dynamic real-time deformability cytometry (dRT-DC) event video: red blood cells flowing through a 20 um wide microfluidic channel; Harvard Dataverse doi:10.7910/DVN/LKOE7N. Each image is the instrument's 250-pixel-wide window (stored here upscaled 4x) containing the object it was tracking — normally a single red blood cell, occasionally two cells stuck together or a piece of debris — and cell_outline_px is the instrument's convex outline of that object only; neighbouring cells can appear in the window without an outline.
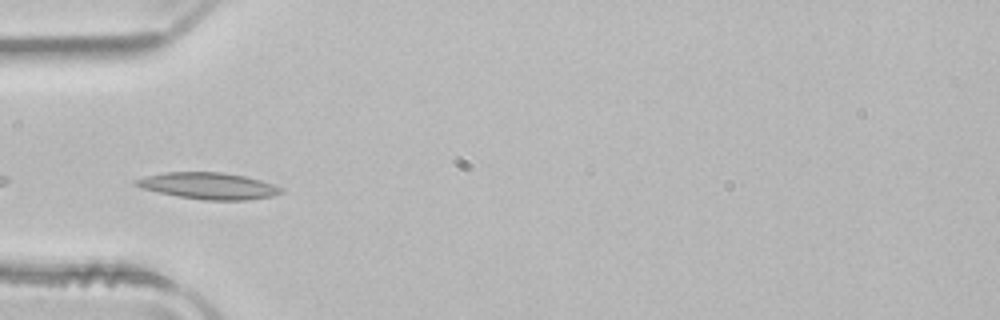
{"species": "common noctule bat (a hibernating species)", "species_latin": "Nyctalus noctula", "temperature_condition": "room temperature", "stored_images_in_passage": 39, "camera_frame_rate_fps": 3000, "um_per_image_px": 0.085, "animal": {"sex": "male", "body_mass_g": 21.5, "forearm_length_mm": 52.0}, "frame": {"image": 1, "passage_image": 4, "time_ms": 1.0, "image_size_px": [1000, 320], "cell_outline_px": [[284, 192], [272, 196], [248, 200], [204, 200], [180, 196], [140, 188], [132, 184], [132, 180], [164, 172], [220, 172], [244, 176], [260, 180], [284, 188]], "centroid_in_image_um": [17.72, 15.8], "position_along_channel_um": 67.3, "area_um2": 22.37}}
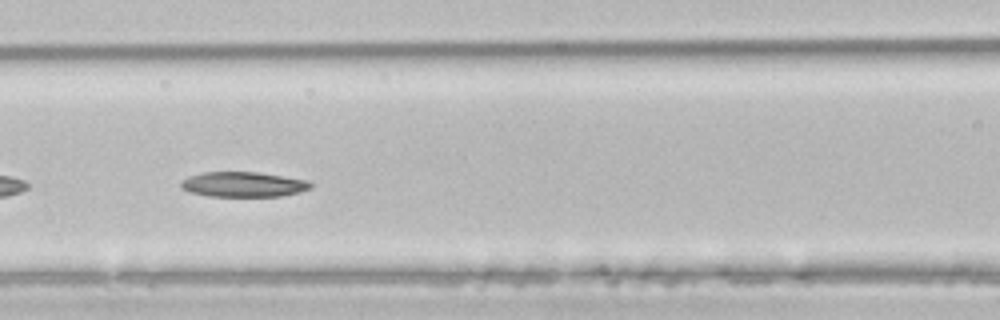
{"frame": {"image": 2, "passage_image": 10, "time_ms": 3.0, "image_size_px": [1000, 320], "cell_outline_px": [[312, 188], [300, 192], [280, 196], [208, 196], [188, 192], [180, 188], [180, 184], [188, 176], [204, 172], [256, 172], [308, 180], [312, 184]], "centroid_in_image_um": [20.67, 15.68], "position_along_channel_um": 145.9, "area_um2": 18.96}}
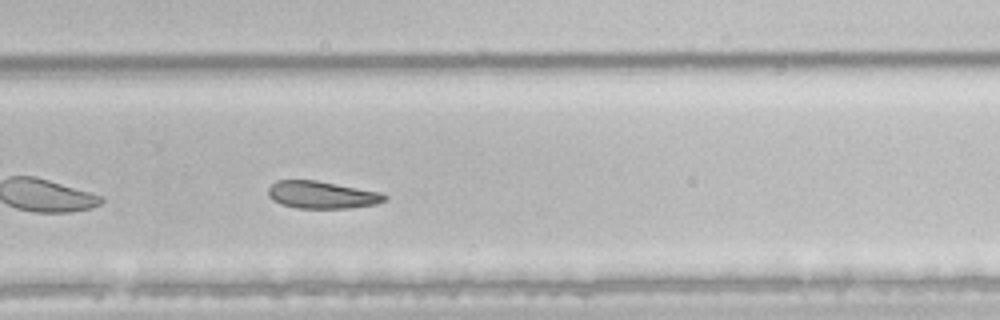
{"frame": {"image": 3, "passage_image": 22, "time_ms": 7.0, "image_size_px": [1000, 320], "cell_outline_px": [[388, 196], [384, 200], [376, 204], [348, 208], [296, 208], [280, 204], [272, 200], [268, 196], [268, 188], [276, 180], [316, 180], [380, 192]], "centroid_in_image_um": [27.32, 16.56], "position_along_channel_um": 302.5, "area_um2": 18.55}, "authors_computed_cell_mechanics": {"area_um2": 19.7676, "velocity_mm_per_s": 3.9308, "shape_relaxation_time_tau1_ms": 6.1371, "shape_relaxation_time_tau2_ms": null, "deformation_change_tau1": 0.1148, "deformation_change_tau2": null}}